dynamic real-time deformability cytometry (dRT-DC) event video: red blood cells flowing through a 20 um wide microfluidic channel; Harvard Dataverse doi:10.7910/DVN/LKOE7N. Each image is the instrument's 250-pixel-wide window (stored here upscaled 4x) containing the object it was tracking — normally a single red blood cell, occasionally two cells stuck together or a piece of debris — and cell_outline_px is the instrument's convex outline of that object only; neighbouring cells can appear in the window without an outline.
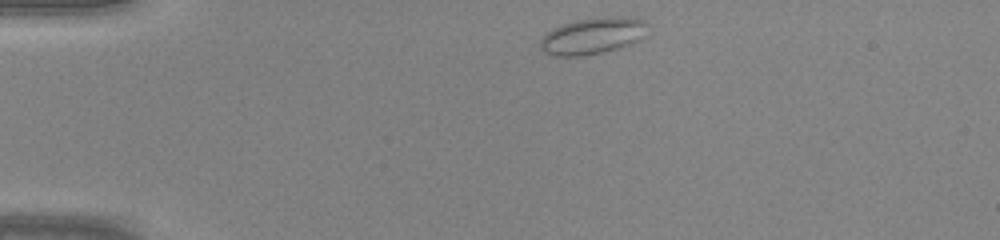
{"species": "common noctule bat (a hibernating species)", "species_latin": "Nyctalus noctula", "temperature_condition": "warm", "stored_images_in_passage": 35, "camera_frame_rate_fps": 3000, "um_per_image_px": 0.085, "animal": {"sex": "male", "body_mass_g": 20.0, "forearm_length_mm": 53.3}, "frame": {"image": 1, "passage_image": 1, "time_ms": 0.0, "image_size_px": [1000, 240], "cell_outline_px": [[648, 24], [640, 40], [632, 44], [600, 52], [580, 56], [552, 56], [544, 52], [540, 48], [540, 40], [552, 28], [560, 24], [576, 20], [608, 16], [620, 16], [644, 20]], "centroid_in_image_um": [50.35, 3.04], "position_along_channel_um": 34.7, "area_um2": 22.77}}
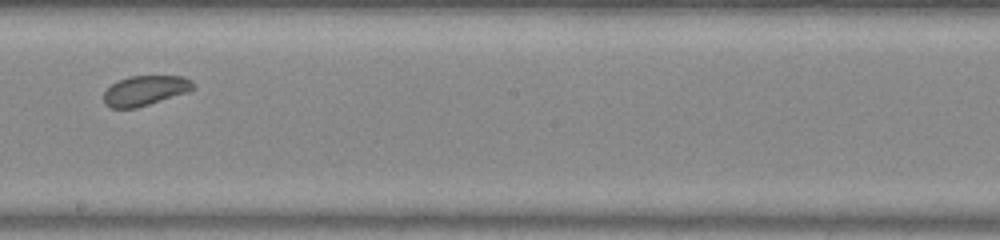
{"frame": {"image": 2, "passage_image": 18, "time_ms": 5.667, "image_size_px": [1000, 240], "cell_outline_px": [[196, 88], [188, 92], [136, 108], [112, 108], [104, 104], [104, 92], [112, 84], [128, 76], [184, 76], [192, 80]], "centroid_in_image_um": [12.36, 7.69], "position_along_channel_um": 235.8, "area_um2": 15.61}}
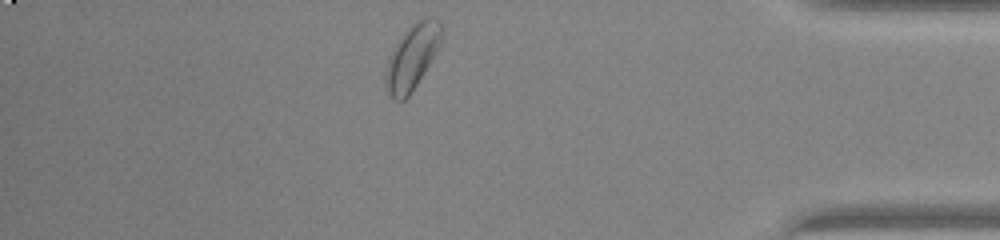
{"frame": {"image": 3, "passage_image": 31, "time_ms": 10.0, "image_size_px": [1000, 240], "cell_outline_px": [[444, 32], [440, 44], [412, 92], [404, 100], [396, 100], [384, 88], [384, 76], [388, 60], [400, 36], [412, 24], [428, 16], [432, 16], [440, 20], [444, 28]], "centroid_in_image_um": [35.04, 4.81], "position_along_channel_um": 400.2, "area_um2": 21.1}}